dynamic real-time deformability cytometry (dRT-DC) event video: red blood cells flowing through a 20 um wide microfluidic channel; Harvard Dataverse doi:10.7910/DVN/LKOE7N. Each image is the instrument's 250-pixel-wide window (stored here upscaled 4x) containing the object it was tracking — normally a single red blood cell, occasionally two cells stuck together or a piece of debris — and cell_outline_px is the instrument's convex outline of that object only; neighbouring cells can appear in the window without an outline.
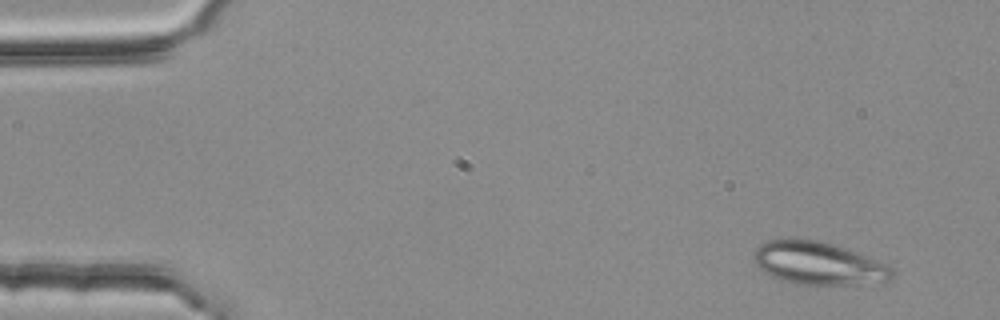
{"species": "common noctule bat (a hibernating species)", "species_latin": "Nyctalus noctula", "temperature_condition": "room temperature", "stored_images_in_passage": 5, "camera_frame_rate_fps": 3000, "um_per_image_px": 0.085, "animal": {"sex": "female", "body_mass_g": 25.1}, "frame": {"image": 1, "passage_image": 5, "time_ms": 1.333, "image_size_px": [1000, 320], "cell_outline_px": [[892, 280], [844, 284], [796, 284], [772, 276], [764, 272], [752, 260], [756, 248], [760, 244], [768, 240], [816, 240], [832, 244], [868, 256], [888, 264], [892, 268]], "centroid_in_image_um": [69.55, 22.38], "position_along_channel_um": 15.5, "area_um2": 33.81}}